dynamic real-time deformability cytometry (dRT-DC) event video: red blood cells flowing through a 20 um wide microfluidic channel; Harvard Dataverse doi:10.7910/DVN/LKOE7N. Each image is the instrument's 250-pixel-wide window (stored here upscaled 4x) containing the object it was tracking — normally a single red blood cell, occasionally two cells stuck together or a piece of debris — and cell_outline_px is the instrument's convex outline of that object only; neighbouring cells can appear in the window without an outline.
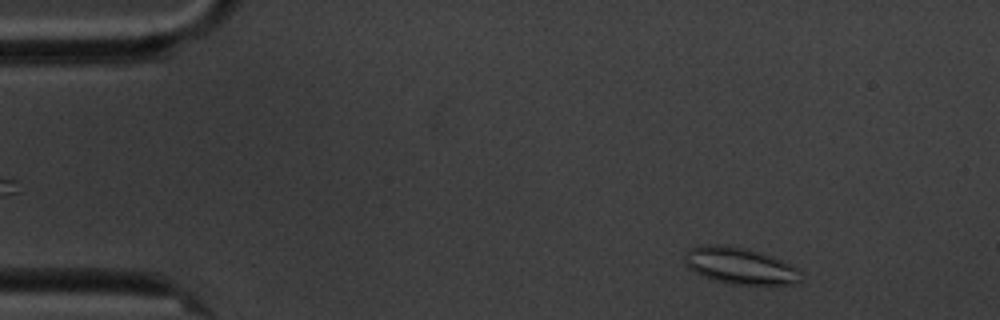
{"species": "common noctule bat (a hibernating species)", "species_latin": "Nyctalus noctula", "temperature_condition": "cold", "stored_images_in_passage": 6, "camera_frame_rate_fps": 3000, "um_per_image_px": 0.085, "animal": {"sex": "male", "body_mass_g": 20.1, "forearm_length_mm": 53.5}, "frame": {"image": 1, "passage_image": 1, "time_ms": 0.0, "image_size_px": [1000, 320], "cell_outline_px": [[804, 272], [800, 280], [796, 284], [732, 284], [712, 280], [688, 268], [684, 264], [684, 256], [692, 248], [704, 244], [728, 244], [748, 248], [760, 252], [800, 268]], "centroid_in_image_um": [62.92, 22.58], "position_along_channel_um": 22.1, "area_um2": 25.03}}
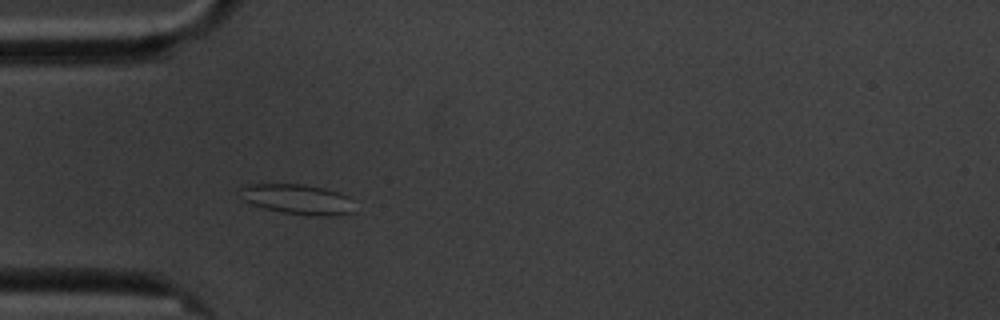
{"frame": {"image": 2, "passage_image": 4, "time_ms": 3.333, "image_size_px": [1000, 320], "cell_outline_px": [[356, 212], [328, 216], [320, 216], [280, 212], [252, 204], [244, 200], [236, 188], [240, 184], [304, 184], [324, 188], [348, 196]], "centroid_in_image_um": [25.23, 16.92], "position_along_channel_um": 59.8, "area_um2": 20.17}}
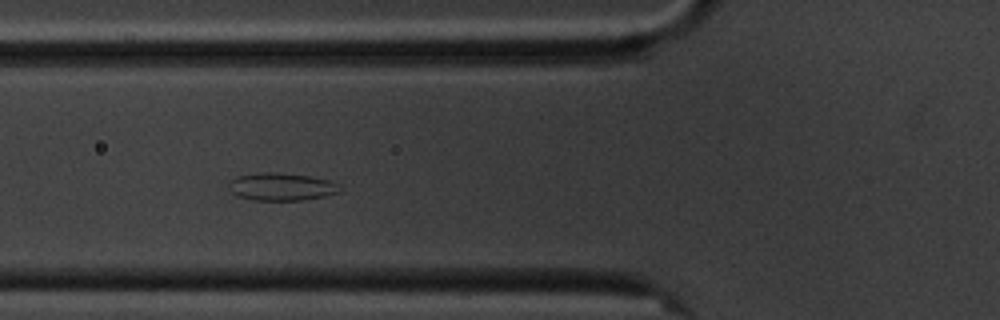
{"frame": {"image": 3, "passage_image": 5, "time_ms": 4.667, "image_size_px": [1000, 320], "cell_outline_px": [[344, 188], [340, 192], [324, 196], [304, 200], [252, 200], [236, 196], [232, 192], [228, 184], [236, 176], [260, 172], [276, 172], [308, 176], [332, 180], [340, 184]], "centroid_in_image_um": [23.97, 15.87], "position_along_channel_um": 101.8, "area_um2": 18.15}}